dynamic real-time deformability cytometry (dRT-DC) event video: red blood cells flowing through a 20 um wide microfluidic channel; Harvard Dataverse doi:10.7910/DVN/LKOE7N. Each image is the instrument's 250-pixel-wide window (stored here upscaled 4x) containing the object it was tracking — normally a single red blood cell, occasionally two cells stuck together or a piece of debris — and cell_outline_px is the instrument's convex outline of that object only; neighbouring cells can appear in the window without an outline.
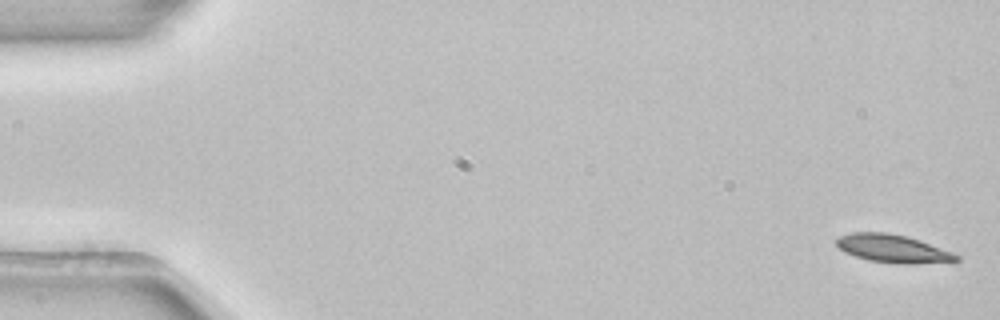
{"species": "common noctule bat (a hibernating species)", "species_latin": "Nyctalus noctula", "temperature_condition": "room temperature", "stored_images_in_passage": 5, "camera_frame_rate_fps": 3000, "um_per_image_px": 0.085, "animal": {"sex": "female", "body_mass_g": 22.7, "forearm_length_mm": 54.2}, "frame": {"image": 1, "passage_image": 1, "time_ms": 0.0, "image_size_px": [1000, 320], "cell_outline_px": [[960, 260], [908, 264], [896, 264], [868, 260], [844, 252], [836, 244], [836, 240], [840, 236], [852, 232], [888, 232], [920, 240], [952, 252], [960, 256]], "centroid_in_image_um": [75.87, 21.13], "position_along_channel_um": 9.1, "area_um2": 19.42}}